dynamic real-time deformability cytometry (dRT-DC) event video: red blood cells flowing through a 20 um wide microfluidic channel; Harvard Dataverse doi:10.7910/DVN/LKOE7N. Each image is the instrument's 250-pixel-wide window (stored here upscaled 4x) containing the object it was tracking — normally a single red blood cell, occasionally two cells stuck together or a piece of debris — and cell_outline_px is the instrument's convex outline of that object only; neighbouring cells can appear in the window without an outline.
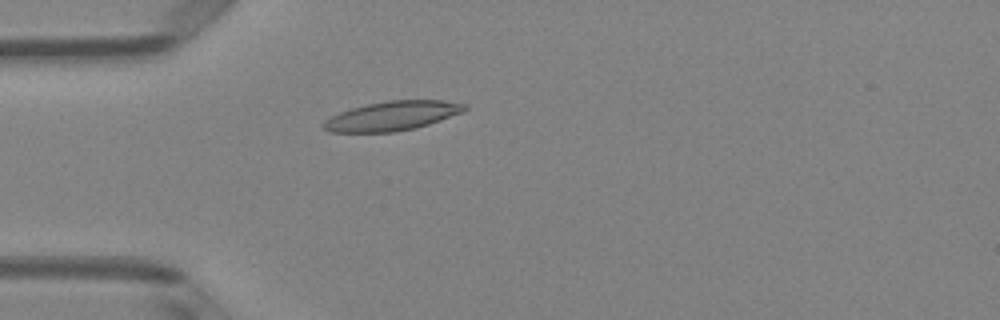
{"species": "Egyptian fruit bat (a non-hibernating species)", "species_latin": "Rousettus aegyptiacus", "temperature_condition": "room temperature", "stored_images_in_passage": 5, "camera_frame_rate_fps": 3000, "um_per_image_px": 0.085, "animal": {"sex": "female"}, "frame": {"image": 1, "passage_image": 5, "time_ms": 1.333, "image_size_px": [1000, 320], "cell_outline_px": [[468, 108], [464, 112], [416, 128], [396, 132], [328, 132], [320, 124], [324, 120], [340, 112], [352, 108], [368, 104], [388, 100], [444, 100], [468, 104]], "centroid_in_image_um": [33.36, 9.85], "position_along_channel_um": 51.6, "area_um2": 24.22}}